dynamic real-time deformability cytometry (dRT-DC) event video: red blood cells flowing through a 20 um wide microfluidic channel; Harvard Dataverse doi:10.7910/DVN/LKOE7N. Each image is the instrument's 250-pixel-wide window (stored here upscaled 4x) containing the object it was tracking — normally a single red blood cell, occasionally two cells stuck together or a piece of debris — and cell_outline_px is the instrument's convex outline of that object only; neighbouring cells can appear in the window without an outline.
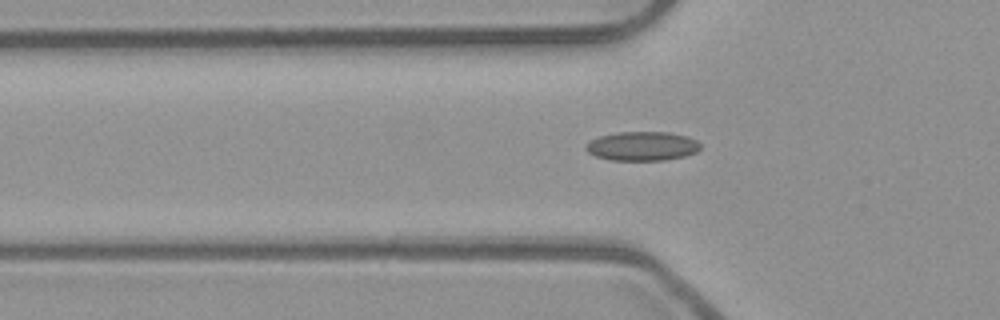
{"species": "common noctule bat (a hibernating species)", "species_latin": "Nyctalus noctula", "temperature_condition": "room temperature", "stored_images_in_passage": 30, "camera_frame_rate_fps": 3000, "um_per_image_px": 0.085, "animal": {"sex": "male", "body_mass_g": 23.1, "forearm_length_mm": 52.7}, "frame": {"image": 1, "passage_image": 2, "time_ms": 0.333, "image_size_px": [1000, 320], "cell_outline_px": [[700, 148], [696, 152], [684, 156], [664, 160], [612, 160], [596, 156], [588, 152], [584, 148], [592, 140], [600, 136], [616, 132], [668, 132], [684, 136], [696, 140], [700, 144]], "centroid_in_image_um": [54.59, 12.42], "position_along_channel_um": 71.2, "area_um2": 19.19}}
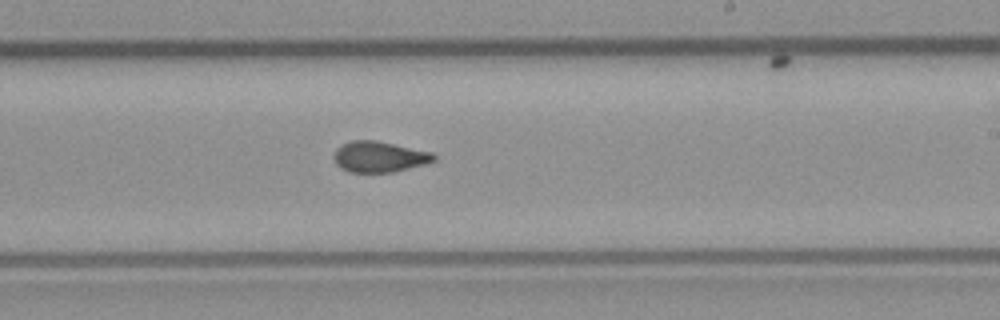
{"frame": {"image": 2, "passage_image": 16, "time_ms": 5.0, "image_size_px": [1000, 320], "cell_outline_px": [[436, 160], [428, 164], [392, 172], [348, 172], [340, 168], [336, 164], [332, 156], [336, 148], [352, 140], [376, 140], [432, 152], [436, 156]], "centroid_in_image_um": [32.24, 13.33], "position_along_channel_um": 256.8, "area_um2": 18.15}}
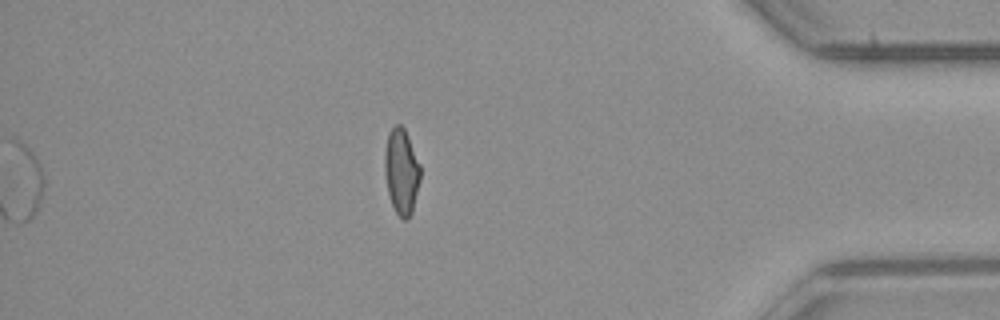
{"frame": {"image": 3, "passage_image": 30, "time_ms": 9.667, "image_size_px": [1000, 320], "cell_outline_px": [[420, 180], [412, 212], [408, 220], [404, 220], [396, 212], [392, 204], [388, 192], [384, 172], [384, 156], [388, 132], [396, 124], [400, 124], [404, 128], [408, 136], [420, 164]], "centroid_in_image_um": [34.12, 14.56], "position_along_channel_um": 401.1, "area_um2": 17.8}, "authors_computed_cell_mechanics": {"area_um2": 18.0914, "velocity_mm_per_s": 3.9466, "shape_relaxation_time_tau1_ms": null, "shape_relaxation_time_tau2_ms": 1.4287, "deformation_change_tau1": null, "deformation_change_tau2": 0.0592}}